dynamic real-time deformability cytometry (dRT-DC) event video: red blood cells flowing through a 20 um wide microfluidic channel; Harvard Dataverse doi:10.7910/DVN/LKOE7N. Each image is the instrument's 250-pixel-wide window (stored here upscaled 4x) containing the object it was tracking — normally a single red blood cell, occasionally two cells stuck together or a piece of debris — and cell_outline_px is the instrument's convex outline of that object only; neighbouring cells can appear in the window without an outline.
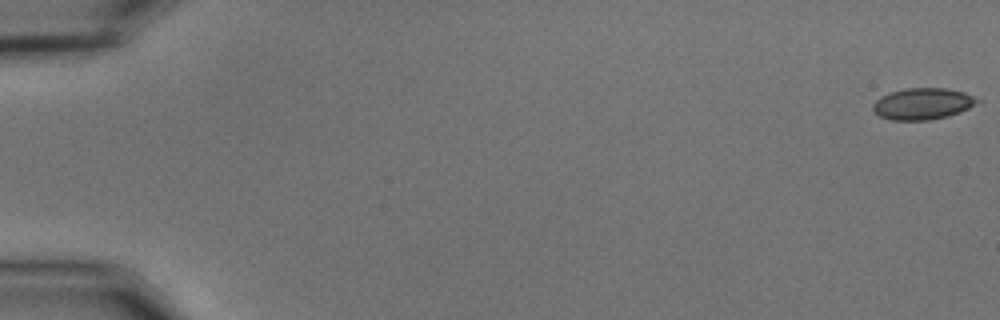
{"species": "common noctule bat (a hibernating species)", "species_latin": "Nyctalus noctula", "temperature_condition": "cold", "stored_images_in_passage": 11, "camera_frame_rate_fps": 3000, "um_per_image_px": 0.085, "animal": {"sex": "male", "body_mass_g": 15.6}, "frame": {"image": 1, "passage_image": 1, "time_ms": 0.0, "image_size_px": [1000, 320], "cell_outline_px": [[980, 100], [968, 108], [960, 112], [948, 116], [928, 120], [892, 120], [880, 116], [872, 108], [872, 104], [880, 96], [904, 88], [948, 88], [964, 92]], "centroid_in_image_um": [78.41, 8.81], "position_along_channel_um": 6.6, "area_um2": 19.02}}